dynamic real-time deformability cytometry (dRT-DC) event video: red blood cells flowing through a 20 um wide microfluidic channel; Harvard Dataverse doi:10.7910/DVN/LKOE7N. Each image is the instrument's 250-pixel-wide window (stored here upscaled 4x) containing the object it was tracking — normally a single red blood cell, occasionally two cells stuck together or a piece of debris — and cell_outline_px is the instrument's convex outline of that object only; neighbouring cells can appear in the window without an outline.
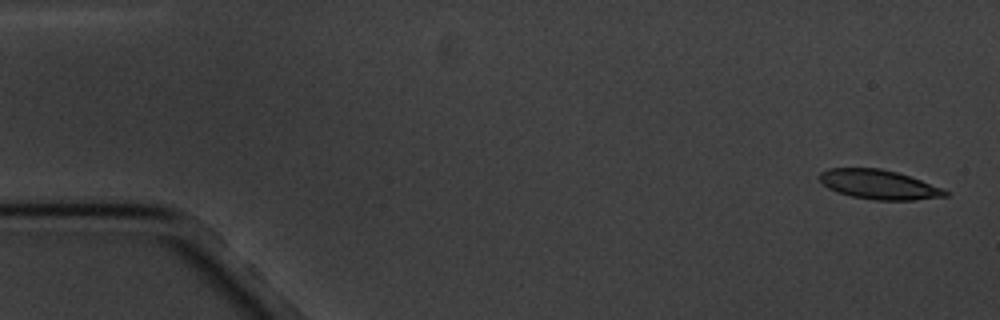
{"species": "common noctule bat (a hibernating species)", "species_latin": "Nyctalus noctula", "temperature_condition": "cold", "stored_images_in_passage": 6, "camera_frame_rate_fps": 3000, "um_per_image_px": 0.085, "animal": {"sex": "male", "body_mass_g": 20.1, "forearm_length_mm": 53.5}, "frame": {"image": 1, "passage_image": 1, "time_ms": 0.0, "image_size_px": [1000, 320], "cell_outline_px": [[948, 196], [912, 200], [876, 200], [852, 196], [836, 192], [828, 188], [820, 180], [820, 172], [828, 168], [880, 168], [896, 172], [944, 188], [948, 192]], "centroid_in_image_um": [74.7, 15.68], "position_along_channel_um": 10.3, "area_um2": 21.39}}